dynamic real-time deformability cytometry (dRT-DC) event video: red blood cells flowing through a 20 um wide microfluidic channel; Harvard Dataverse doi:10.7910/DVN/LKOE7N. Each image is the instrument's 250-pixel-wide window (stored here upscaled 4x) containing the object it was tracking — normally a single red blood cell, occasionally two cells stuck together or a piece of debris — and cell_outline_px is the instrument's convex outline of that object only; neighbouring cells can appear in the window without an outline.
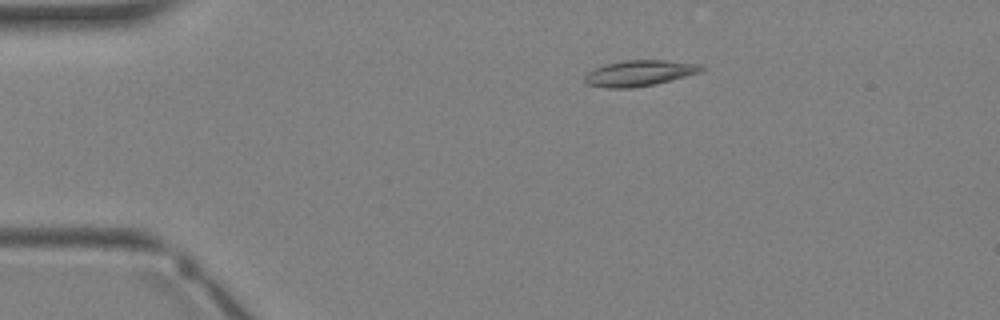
{"species": "Egyptian fruit bat (a non-hibernating species)", "species_latin": "Rousettus aegyptiacus", "temperature_condition": "warm", "stored_images_in_passage": 2, "camera_frame_rate_fps": 3000, "um_per_image_px": 0.085, "animal": {"sex": "female"}, "frame": {"image": 1, "passage_image": 1, "time_ms": 0.0, "image_size_px": [1000, 320], "cell_outline_px": [[704, 68], [700, 72], [656, 84], [632, 88], [604, 88], [588, 84], [584, 80], [584, 76], [588, 72], [604, 64], [624, 60], [664, 60], [700, 64]], "centroid_in_image_um": [54.32, 6.22], "position_along_channel_um": 30.7, "area_um2": 17.51}}